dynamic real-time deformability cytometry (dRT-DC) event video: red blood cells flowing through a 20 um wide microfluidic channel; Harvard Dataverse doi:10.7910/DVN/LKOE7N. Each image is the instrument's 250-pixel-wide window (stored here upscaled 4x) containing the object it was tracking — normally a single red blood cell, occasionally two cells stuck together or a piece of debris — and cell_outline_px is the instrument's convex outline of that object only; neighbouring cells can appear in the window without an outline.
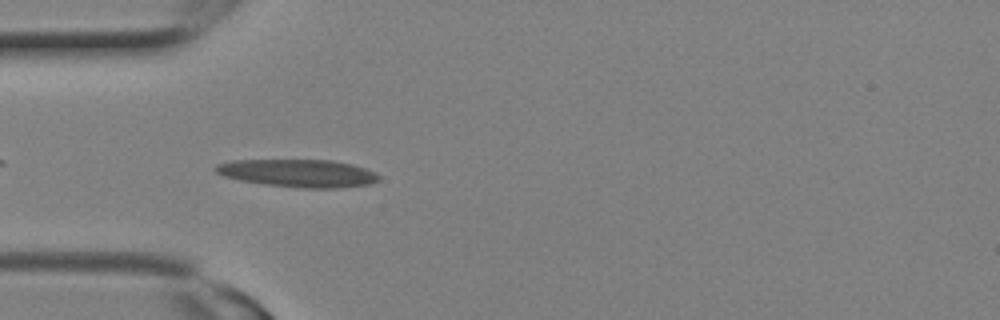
{"species": "Egyptian fruit bat (a non-hibernating species)", "species_latin": "Rousettus aegyptiacus", "temperature_condition": "room temperature", "stored_images_in_passage": 9, "camera_frame_rate_fps": 3000, "um_per_image_px": 0.085, "animal": {"sex": "female"}, "frame": {"image": 1, "passage_image": 6, "time_ms": 1.667, "image_size_px": [1000, 320], "cell_outline_px": [[380, 180], [368, 184], [336, 188], [300, 188], [264, 184], [240, 180], [224, 176], [216, 172], [212, 168], [216, 164], [232, 160], [332, 160], [352, 164], [376, 172], [380, 176]], "centroid_in_image_um": [25.33, 14.72], "position_along_channel_um": 59.7, "area_um2": 26.47}}
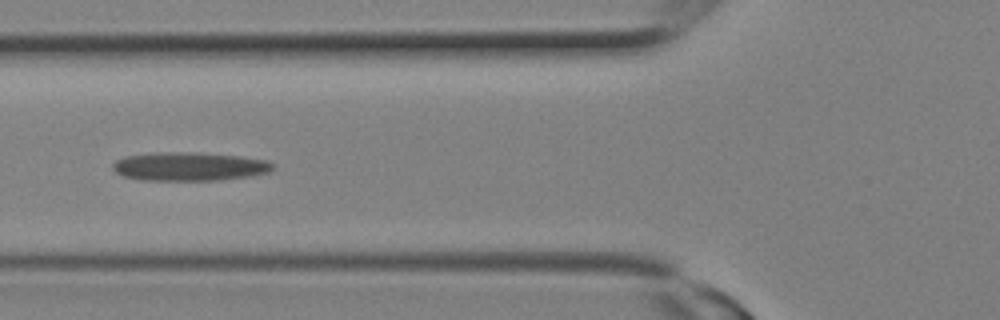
{"frame": {"image": 2, "passage_image": 8, "time_ms": 2.333, "image_size_px": [1000, 320], "cell_outline_px": [[272, 168], [268, 172], [252, 176], [220, 180], [140, 180], [124, 176], [116, 172], [112, 168], [112, 164], [116, 160], [124, 156], [156, 152], [192, 152], [240, 156], [268, 160], [272, 164]], "centroid_in_image_um": [16.07, 14.15], "position_along_channel_um": 109.7, "area_um2": 26.76}}